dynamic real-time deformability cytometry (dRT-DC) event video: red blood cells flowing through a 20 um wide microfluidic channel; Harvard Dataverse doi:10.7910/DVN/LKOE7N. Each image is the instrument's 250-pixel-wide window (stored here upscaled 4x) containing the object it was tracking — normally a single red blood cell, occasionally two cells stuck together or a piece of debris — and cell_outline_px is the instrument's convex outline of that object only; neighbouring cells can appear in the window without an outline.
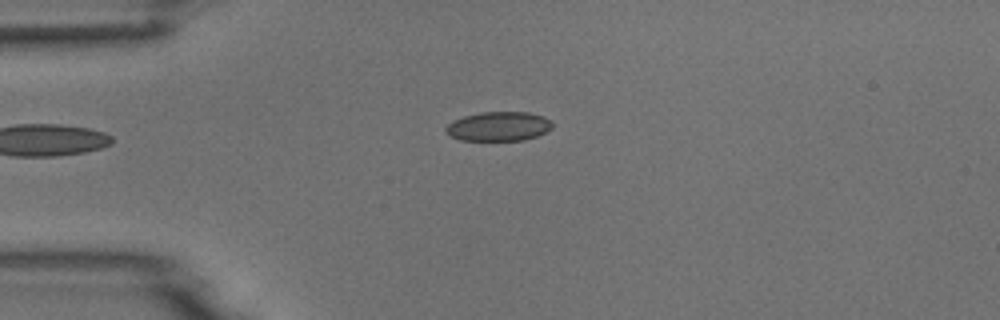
{"species": "common noctule bat (a hibernating species)", "species_latin": "Nyctalus noctula", "temperature_condition": "room temperature", "stored_images_in_passage": 4, "camera_frame_rate_fps": 3000, "um_per_image_px": 0.085, "animal": {"sex": "male", "body_mass_g": 18.8}, "frame": {"image": 1, "passage_image": 4, "time_ms": 3.667, "image_size_px": [1000, 320], "cell_outline_px": [[552, 128], [536, 136], [524, 140], [460, 140], [444, 132], [444, 128], [452, 120], [464, 116], [480, 112], [528, 112], [544, 116], [552, 124]], "centroid_in_image_um": [42.34, 10.73], "position_along_channel_um": 42.7, "area_um2": 18.15}}